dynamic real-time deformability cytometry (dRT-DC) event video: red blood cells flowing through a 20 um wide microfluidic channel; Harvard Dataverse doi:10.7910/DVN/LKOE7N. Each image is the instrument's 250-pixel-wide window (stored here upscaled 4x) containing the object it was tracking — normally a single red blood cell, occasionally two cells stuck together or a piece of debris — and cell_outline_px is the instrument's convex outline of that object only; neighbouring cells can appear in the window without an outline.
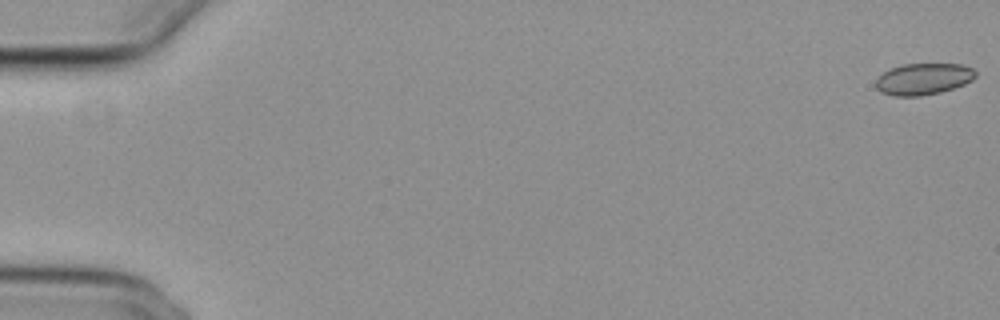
{"species": "common noctule bat (a hibernating species)", "species_latin": "Nyctalus noctula", "temperature_condition": "cold", "stored_images_in_passage": 55, "camera_frame_rate_fps": 3000, "um_per_image_px": 0.085, "animal": {"sex": "female", "body_mass_g": 29.2, "forearm_length_mm": 56.3}, "frame": {"image": 1, "passage_image": 1, "time_ms": 0.0, "image_size_px": [1000, 320], "cell_outline_px": [[976, 76], [972, 80], [964, 84], [940, 92], [920, 96], [896, 96], [880, 92], [876, 88], [876, 80], [884, 72], [892, 68], [904, 64], [964, 64], [972, 68], [976, 72]], "centroid_in_image_um": [78.5, 6.71], "position_along_channel_um": 6.5, "area_um2": 18.21}}
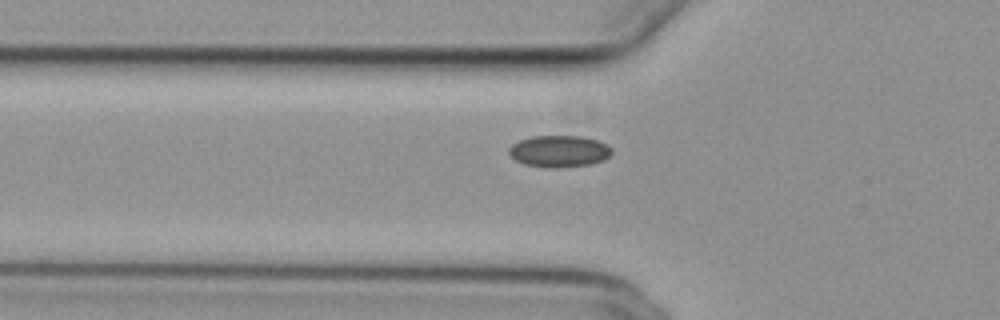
{"frame": {"image": 2, "passage_image": 20, "time_ms": 6.333, "image_size_px": [1000, 320], "cell_outline_px": [[612, 152], [604, 160], [588, 164], [556, 168], [552, 168], [524, 164], [508, 156], [508, 148], [512, 144], [520, 140], [532, 136], [580, 136], [596, 140], [608, 144], [612, 148]], "centroid_in_image_um": [47.5, 12.85], "position_along_channel_um": 78.3, "area_um2": 19.02}}
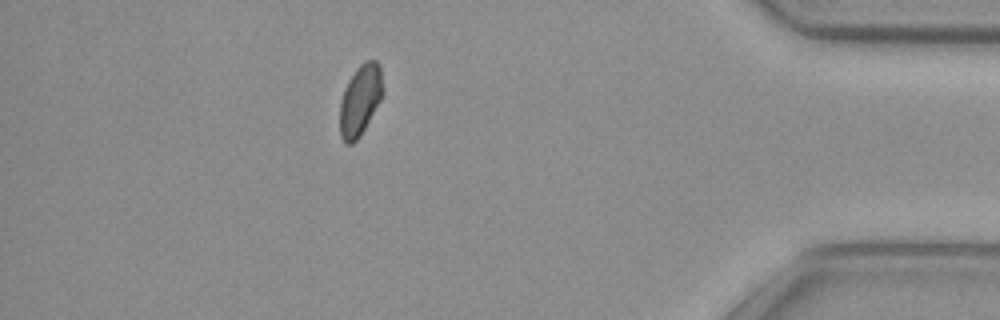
{"frame": {"image": 3, "passage_image": 49, "time_ms": 16.0, "image_size_px": [1000, 320], "cell_outline_px": [[384, 92], [380, 100], [360, 136], [352, 144], [344, 144], [340, 136], [340, 100], [344, 88], [348, 80], [356, 68], [364, 60], [376, 60], [380, 64]], "centroid_in_image_um": [30.61, 8.49], "position_along_channel_um": 404.6, "area_um2": 17.92}}